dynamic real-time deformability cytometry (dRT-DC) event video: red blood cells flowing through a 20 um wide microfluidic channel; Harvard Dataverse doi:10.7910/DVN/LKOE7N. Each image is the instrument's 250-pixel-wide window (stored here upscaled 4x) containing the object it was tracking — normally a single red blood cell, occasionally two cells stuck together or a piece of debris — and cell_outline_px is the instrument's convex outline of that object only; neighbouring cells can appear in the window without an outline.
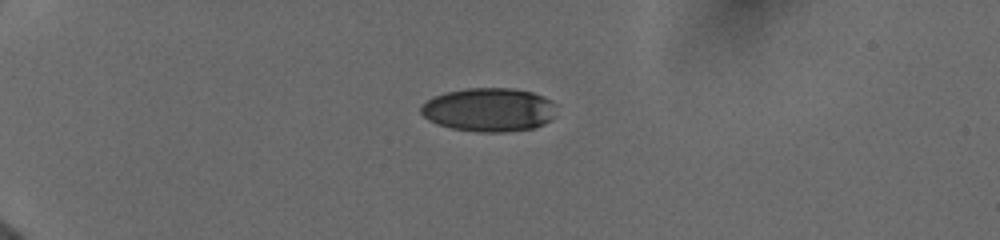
{"species": "human", "species_latin": "Homo sapiens", "temperature_condition": "cold", "stored_images_in_passage": 14, "camera_frame_rate_fps": 3000, "um_per_image_px": 0.085, "donor": {"sex": "female"}, "frame": {"image": 1, "passage_image": 1, "time_ms": 0.0, "image_size_px": [1000, 240], "cell_outline_px": [[556, 116], [552, 120], [544, 124], [532, 128], [504, 132], [480, 132], [452, 128], [436, 124], [428, 120], [420, 112], [420, 108], [428, 100], [444, 92], [468, 88], [512, 88], [532, 92], [544, 96], [552, 100], [556, 104]], "centroid_in_image_um": [41.61, 9.33], "position_along_channel_um": 43.4, "area_um2": 34.74}}
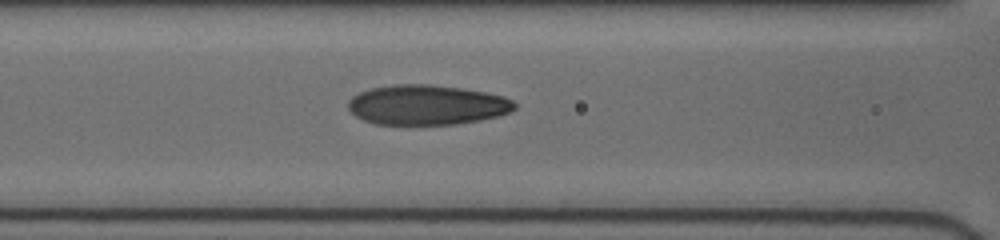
{"frame": {"image": 2, "passage_image": 7, "time_ms": 3.667, "image_size_px": [1000, 240], "cell_outline_px": [[516, 108], [500, 116], [480, 120], [456, 124], [376, 124], [364, 120], [356, 116], [348, 108], [348, 100], [352, 96], [360, 92], [372, 88], [392, 84], [428, 84], [464, 88], [504, 96], [512, 100], [516, 104]], "centroid_in_image_um": [36.29, 8.91], "position_along_channel_um": 130.3, "area_um2": 38.78}}
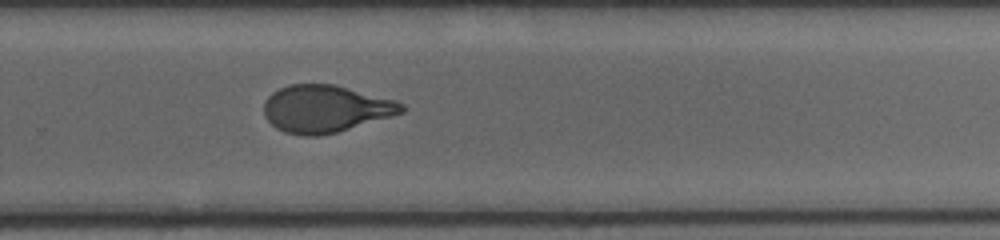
{"frame": {"image": 3, "passage_image": 14, "time_ms": 8.0, "image_size_px": [1000, 240], "cell_outline_px": [[408, 108], [404, 112], [392, 116], [336, 132], [316, 136], [304, 136], [284, 132], [276, 128], [264, 116], [264, 100], [272, 92], [288, 84], [332, 84], [396, 100], [404, 104]], "centroid_in_image_um": [27.66, 9.24], "position_along_channel_um": 302.1, "area_um2": 37.92}}